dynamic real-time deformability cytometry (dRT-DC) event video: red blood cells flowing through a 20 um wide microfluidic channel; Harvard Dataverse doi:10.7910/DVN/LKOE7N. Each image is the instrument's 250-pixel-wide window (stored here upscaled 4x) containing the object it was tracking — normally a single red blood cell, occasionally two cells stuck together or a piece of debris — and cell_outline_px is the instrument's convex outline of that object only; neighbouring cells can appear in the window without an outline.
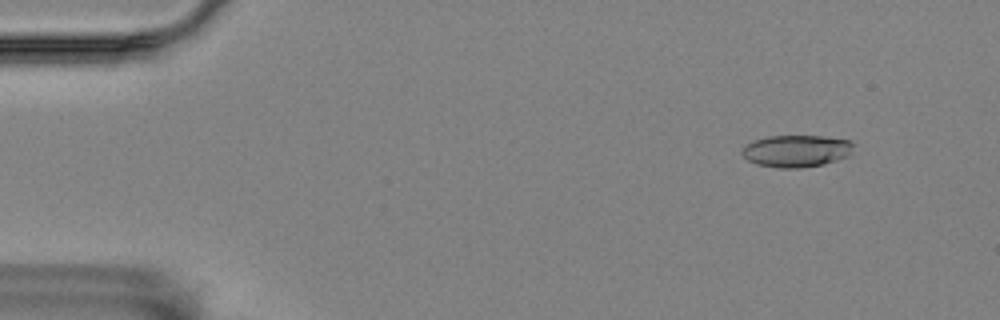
{"species": "Egyptian fruit bat (a non-hibernating species)", "species_latin": "Rousettus aegyptiacus", "temperature_condition": "room temperature", "stored_images_in_passage": 57, "camera_frame_rate_fps": 3000, "um_per_image_px": 0.085, "animal": {"sex": "female"}, "frame": {"image": 1, "passage_image": 6, "time_ms": 1.667, "image_size_px": [1000, 320], "cell_outline_px": [[852, 144], [848, 156], [824, 164], [800, 168], [780, 168], [756, 164], [748, 160], [740, 152], [740, 148], [744, 144], [752, 140], [768, 136], [824, 136], [848, 140]], "centroid_in_image_um": [67.6, 12.83], "position_along_channel_um": 17.4, "area_um2": 20.87}}
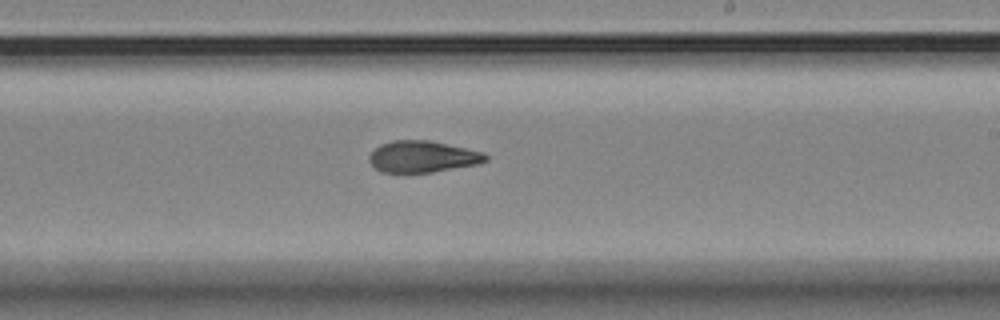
{"frame": {"image": 2, "passage_image": 34, "time_ms": 11.0, "image_size_px": [1000, 320], "cell_outline_px": [[488, 160], [476, 164], [432, 172], [380, 172], [368, 160], [368, 156], [380, 144], [392, 140], [428, 140], [484, 152], [488, 156]], "centroid_in_image_um": [35.9, 13.31], "position_along_channel_um": 253.1, "area_um2": 21.21}}
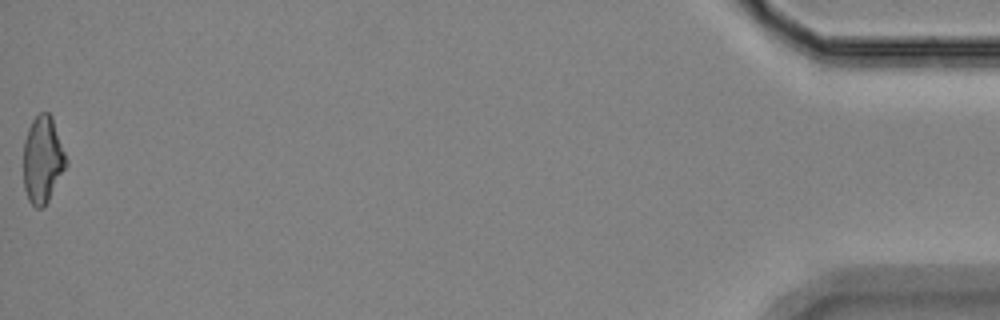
{"frame": {"image": 3, "passage_image": 57, "time_ms": 18.667, "image_size_px": [1000, 320], "cell_outline_px": [[68, 164], [44, 208], [36, 208], [28, 200], [24, 188], [24, 140], [28, 128], [32, 120], [40, 112], [48, 112], [52, 116], [68, 160]], "centroid_in_image_um": [3.64, 13.57], "position_along_channel_um": 431.6, "area_um2": 21.79}, "authors_computed_cell_mechanics": {"area_um2": 21.4438, "velocity_mm_per_s": 3.5509, "shape_relaxation_time_tau1_ms": 9.7385, "shape_relaxation_time_tau2_ms": 3.3731, "deformation_change_tau1": 0.2176, "deformation_change_tau2": 0.1137}}